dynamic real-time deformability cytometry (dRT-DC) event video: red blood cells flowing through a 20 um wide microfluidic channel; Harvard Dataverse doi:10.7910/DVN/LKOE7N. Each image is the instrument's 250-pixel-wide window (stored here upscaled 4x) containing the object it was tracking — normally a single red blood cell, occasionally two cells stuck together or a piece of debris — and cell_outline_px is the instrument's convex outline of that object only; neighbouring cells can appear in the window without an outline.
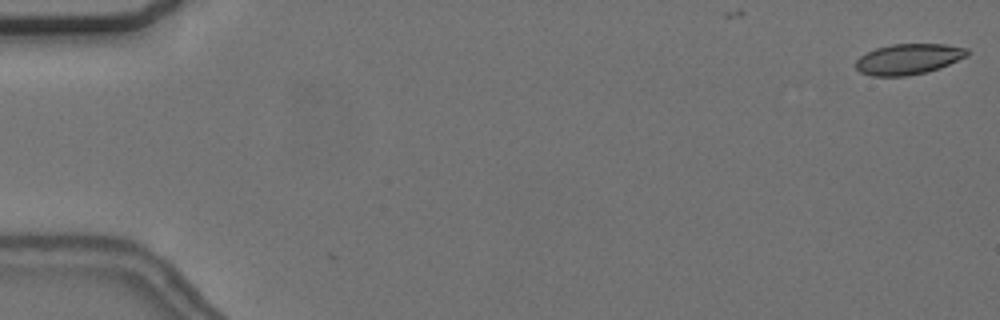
{"species": "common noctule bat (a hibernating species)", "species_latin": "Nyctalus noctula", "temperature_condition": "cold", "stored_images_in_passage": 12, "camera_frame_rate_fps": 3000, "um_per_image_px": 0.085, "animal": {"sex": "female", "body_mass_g": 24.6, "forearm_length_mm": 56.2}, "frame": {"image": 1, "passage_image": 1, "time_ms": 0.0, "image_size_px": [1000, 320], "cell_outline_px": [[968, 56], [940, 68], [908, 76], [872, 76], [860, 72], [856, 68], [856, 60], [860, 56], [876, 48], [892, 44], [944, 44], [968, 48]], "centroid_in_image_um": [77.23, 5.02], "position_along_channel_um": 7.8, "area_um2": 19.88}}